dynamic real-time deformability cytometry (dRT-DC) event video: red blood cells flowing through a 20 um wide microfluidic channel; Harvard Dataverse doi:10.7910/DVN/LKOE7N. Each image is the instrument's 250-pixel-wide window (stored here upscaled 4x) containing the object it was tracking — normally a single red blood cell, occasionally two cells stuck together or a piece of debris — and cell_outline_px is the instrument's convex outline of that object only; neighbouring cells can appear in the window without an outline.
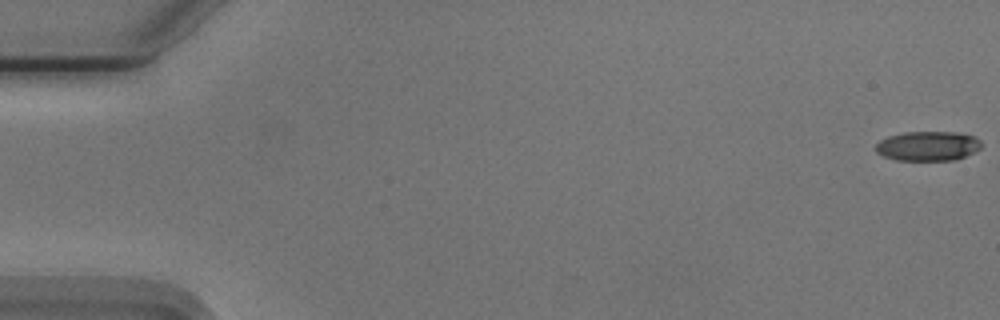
{"species": "Egyptian fruit bat (a non-hibernating species)", "species_latin": "Rousettus aegyptiacus", "temperature_condition": "cold", "stored_images_in_passage": 55, "camera_frame_rate_fps": 3000, "um_per_image_px": 0.085, "animal": {"sex": "male"}, "frame": {"image": 1, "passage_image": 1, "time_ms": 0.0, "image_size_px": [1000, 320], "cell_outline_px": [[980, 148], [956, 160], [896, 160], [884, 156], [876, 152], [876, 144], [880, 140], [888, 136], [904, 132], [956, 132], [972, 136], [980, 140]], "centroid_in_image_um": [78.83, 12.41], "position_along_channel_um": 6.2, "area_um2": 18.03}}
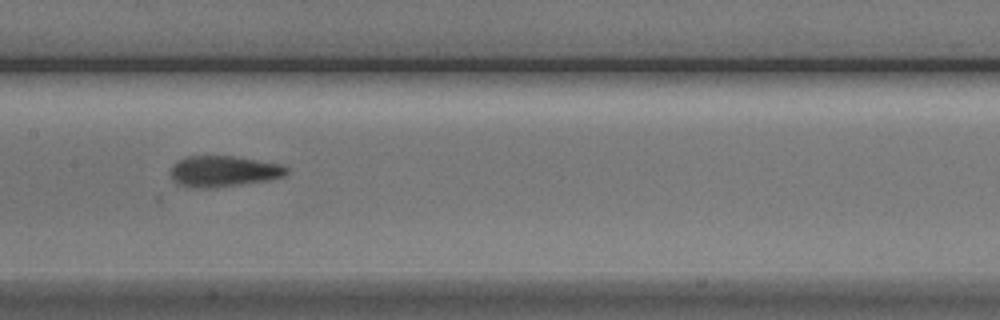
{"frame": {"image": 2, "passage_image": 28, "time_ms": 9.0, "image_size_px": [1000, 320], "cell_outline_px": [[288, 172], [284, 176], [268, 180], [212, 188], [188, 188], [176, 184], [172, 180], [172, 164], [176, 160], [184, 156], [236, 156], [284, 164], [288, 168]], "centroid_in_image_um": [18.98, 14.55], "position_along_channel_um": 188.4, "area_um2": 21.33}}
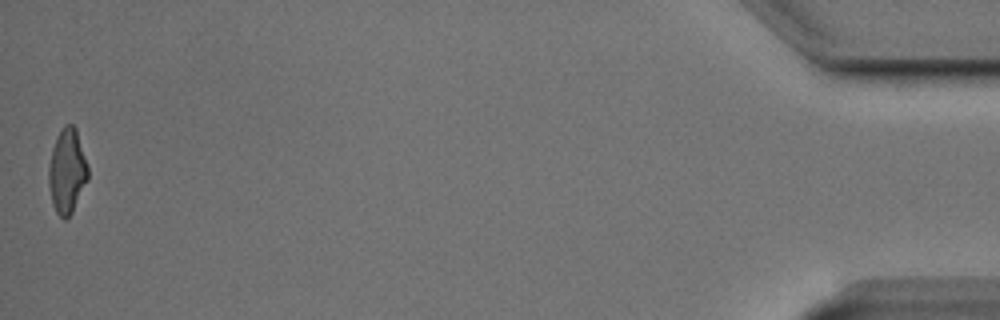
{"frame": {"image": 3, "passage_image": 55, "time_ms": 18.0, "image_size_px": [1000, 320], "cell_outline_px": [[88, 180], [72, 212], [64, 220], [56, 212], [52, 204], [48, 184], [48, 168], [52, 148], [56, 136], [64, 124], [72, 124], [76, 128], [88, 164]], "centroid_in_image_um": [5.7, 14.52], "position_along_channel_um": 429.5, "area_um2": 19.59}, "authors_computed_cell_mechanics": {"area_um2": 19.8832, "velocity_mm_per_s": 3.7617, "shape_relaxation_time_tau1_ms": 4.4336, "shape_relaxation_time_tau2_ms": 1.6901, "deformation_change_tau1": 0.1735, "deformation_change_tau2": 0.1136}}